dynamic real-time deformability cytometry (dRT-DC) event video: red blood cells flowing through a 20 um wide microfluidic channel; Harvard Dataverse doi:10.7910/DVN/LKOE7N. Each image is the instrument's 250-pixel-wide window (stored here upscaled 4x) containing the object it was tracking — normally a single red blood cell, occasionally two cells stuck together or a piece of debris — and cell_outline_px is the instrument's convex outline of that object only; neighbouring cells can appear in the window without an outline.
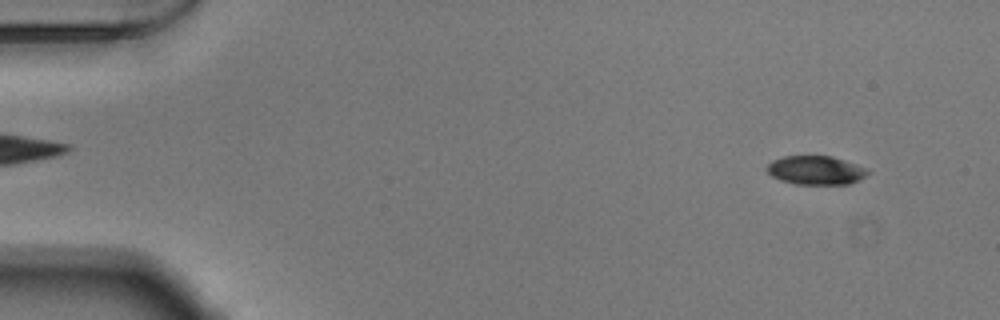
{"species": "Egyptian fruit bat (a non-hibernating species)", "species_latin": "Rousettus aegyptiacus", "temperature_condition": "warm", "stored_images_in_passage": 52, "camera_frame_rate_fps": 3000, "um_per_image_px": 0.085, "animal": {"sex": "male"}, "frame": {"image": 1, "passage_image": 4, "time_ms": 1.0, "image_size_px": [1000, 320], "cell_outline_px": [[872, 172], [848, 184], [796, 184], [780, 180], [772, 176], [764, 168], [772, 160], [784, 156], [832, 156], [868, 168]], "centroid_in_image_um": [69.33, 14.46], "position_along_channel_um": 15.7, "area_um2": 16.94}}
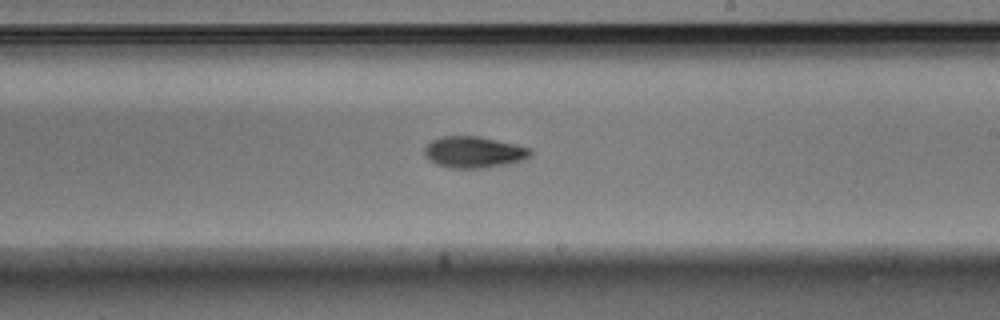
{"frame": {"image": 2, "passage_image": 31, "time_ms": 10.0, "image_size_px": [1000, 320], "cell_outline_px": [[532, 156], [520, 160], [504, 164], [480, 168], [452, 168], [436, 164], [424, 152], [424, 148], [432, 140], [444, 136], [480, 136], [532, 148]], "centroid_in_image_um": [40.3, 12.92], "position_along_channel_um": 248.7, "area_um2": 19.07}}
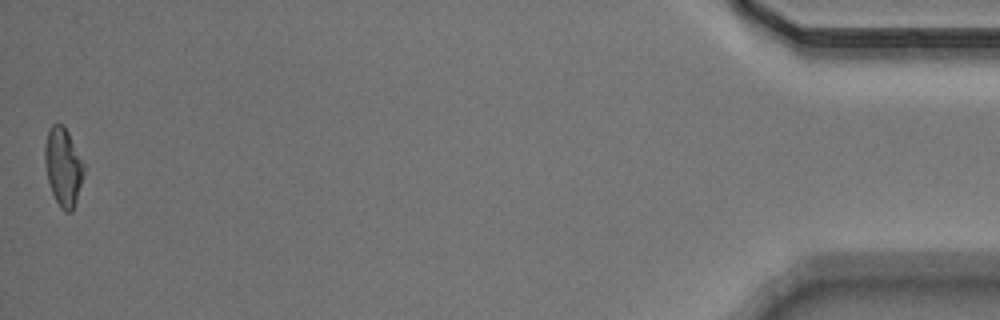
{"frame": {"image": 3, "passage_image": 52, "time_ms": 17.0, "image_size_px": [1000, 320], "cell_outline_px": [[84, 172], [76, 200], [72, 212], [64, 212], [60, 208], [52, 192], [48, 180], [44, 160], [44, 144], [48, 128], [52, 124], [64, 124], [84, 164]], "centroid_in_image_um": [5.35, 14.15], "position_along_channel_um": 429.9, "area_um2": 17.74}, "authors_computed_cell_mechanics": {"area_um2": 18.4382, "velocity_mm_per_s": 3.8785, "shape_relaxation_time_tau1_ms": 5.1646, "shape_relaxation_time_tau2_ms": null, "deformation_change_tau1": 0.1559, "deformation_change_tau2": null}}